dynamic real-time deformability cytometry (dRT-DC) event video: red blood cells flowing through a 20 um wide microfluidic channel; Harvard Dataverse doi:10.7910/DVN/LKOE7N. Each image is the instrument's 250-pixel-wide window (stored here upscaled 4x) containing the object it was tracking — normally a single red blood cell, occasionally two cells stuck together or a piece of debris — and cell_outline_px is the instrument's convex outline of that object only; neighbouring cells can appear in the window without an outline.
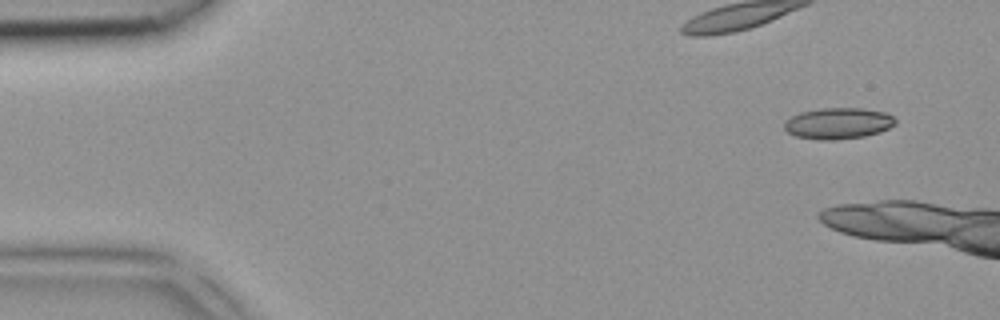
{"species": "common noctule bat (a hibernating species)", "species_latin": "Nyctalus noctula", "temperature_condition": "room temperature", "stored_images_in_passage": 3, "camera_frame_rate_fps": 3000, "um_per_image_px": 0.085, "animal": {"sex": "female", "body_mass_g": 18.4}, "frame": {"image": 1, "passage_image": 1, "time_ms": 0.0, "image_size_px": [1000, 320], "cell_outline_px": [[896, 124], [880, 132], [864, 136], [836, 140], [820, 140], [796, 136], [788, 132], [784, 128], [784, 120], [800, 112], [820, 108], [864, 108], [888, 112], [896, 120]], "centroid_in_image_um": [71.26, 10.47], "position_along_channel_um": 13.7, "area_um2": 20.4}}